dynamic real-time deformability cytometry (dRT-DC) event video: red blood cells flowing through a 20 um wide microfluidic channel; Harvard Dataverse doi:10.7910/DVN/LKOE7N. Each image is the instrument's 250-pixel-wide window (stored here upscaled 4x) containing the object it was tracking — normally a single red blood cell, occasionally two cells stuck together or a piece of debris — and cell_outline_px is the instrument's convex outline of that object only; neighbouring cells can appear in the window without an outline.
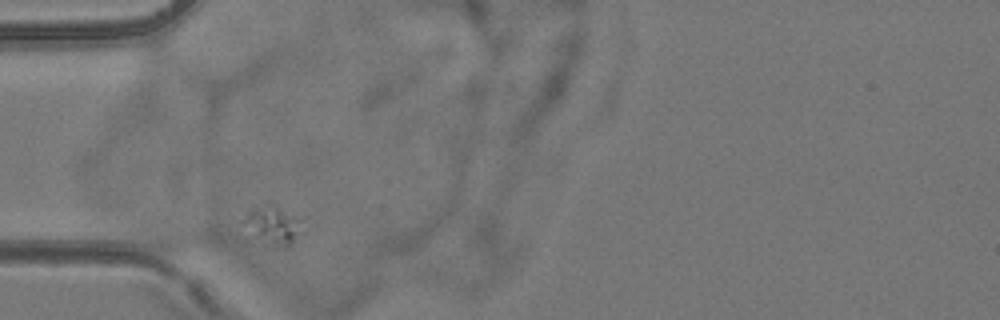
{"species": "common noctule bat (a hibernating species)", "species_latin": "Nyctalus noctula", "temperature_condition": "room temperature", "stored_images_in_passage": 2, "camera_frame_rate_fps": 3000, "um_per_image_px": 0.085, "animal": {"sex": "female", "body_mass_g": 24.6, "forearm_length_mm": 56.2}, "frame": {"image": 1, "passage_image": 1, "time_ms": 0.0, "image_size_px": [1000, 320], "cell_outline_px": [[304, 232], [288, 244], [276, 248], [272, 248], [256, 236], [240, 220], [252, 208], [264, 204], [272, 204], [292, 216], [296, 220]], "centroid_in_image_um": [23.14, 19.15], "position_along_channel_um": 61.9, "area_um2": 12.43}}
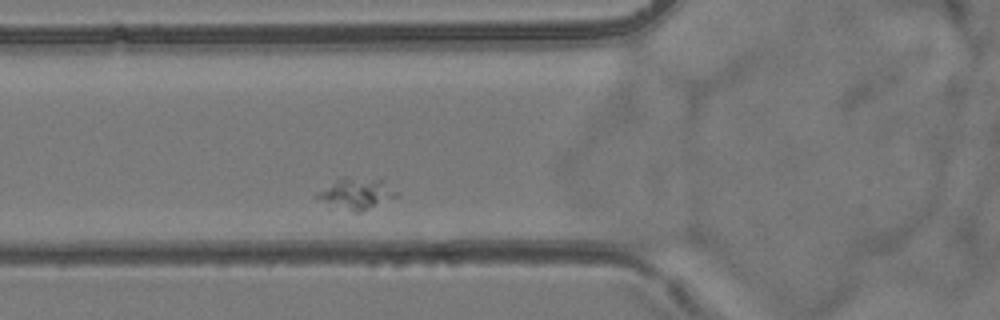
{"frame": {"image": 2, "passage_image": 2, "time_ms": 1.0, "image_size_px": [1000, 320], "cell_outline_px": [[400, 196], [360, 212], [352, 212], [328, 208], [316, 196], [316, 192], [336, 180], [344, 176], [380, 180], [400, 192]], "centroid_in_image_um": [30.26, 16.49], "position_along_channel_um": 95.5, "area_um2": 14.8}}